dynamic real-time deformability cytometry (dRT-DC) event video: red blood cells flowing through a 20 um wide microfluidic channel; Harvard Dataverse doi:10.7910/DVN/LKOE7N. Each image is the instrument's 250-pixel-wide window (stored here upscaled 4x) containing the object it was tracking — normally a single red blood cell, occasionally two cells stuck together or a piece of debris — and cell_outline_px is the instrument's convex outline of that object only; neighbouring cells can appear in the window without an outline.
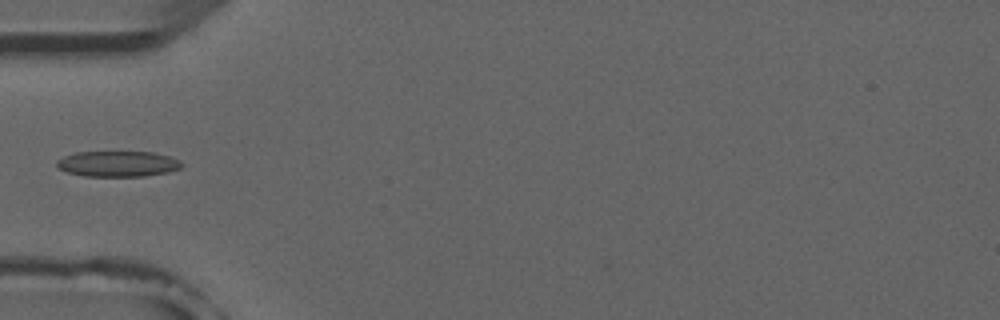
{"species": "common noctule bat (a hibernating species)", "species_latin": "Nyctalus noctula", "temperature_condition": "room temperature", "stored_images_in_passage": 4, "camera_frame_rate_fps": 3000, "um_per_image_px": 0.085, "animal": {"sex": "male", "forearm_length_mm": 52.5}, "frame": {"image": 1, "passage_image": 4, "time_ms": 3.333, "image_size_px": [1000, 320], "cell_outline_px": [[184, 164], [180, 168], [168, 172], [144, 176], [84, 176], [68, 172], [56, 168], [56, 160], [64, 156], [76, 152], [152, 152], [168, 156], [180, 160]], "centroid_in_image_um": [9.99, 13.92], "position_along_channel_um": 75.0, "area_um2": 18.73}}